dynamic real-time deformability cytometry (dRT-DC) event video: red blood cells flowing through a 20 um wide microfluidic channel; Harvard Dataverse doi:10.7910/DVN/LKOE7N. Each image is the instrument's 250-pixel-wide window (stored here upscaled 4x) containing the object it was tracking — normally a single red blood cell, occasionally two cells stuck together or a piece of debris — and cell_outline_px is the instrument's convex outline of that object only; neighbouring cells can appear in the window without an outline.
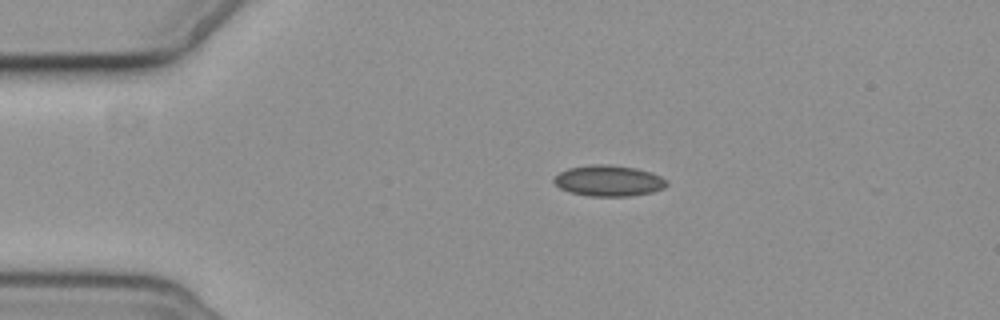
{"species": "common noctule bat (a hibernating species)", "species_latin": "Nyctalus noctula", "temperature_condition": "cold", "stored_images_in_passage": 5, "camera_frame_rate_fps": 3000, "um_per_image_px": 0.085, "animal": {"sex": "female", "body_mass_g": 19.3, "forearm_length_mm": 54.1}, "frame": {"image": 1, "passage_image": 1, "time_ms": 0.0, "image_size_px": [1000, 320], "cell_outline_px": [[668, 184], [664, 188], [652, 192], [628, 196], [588, 196], [568, 192], [560, 188], [552, 180], [560, 172], [568, 168], [592, 164], [608, 164], [636, 168], [652, 172], [668, 180]], "centroid_in_image_um": [51.75, 15.36], "position_along_channel_um": 33.3, "area_um2": 20.46}}
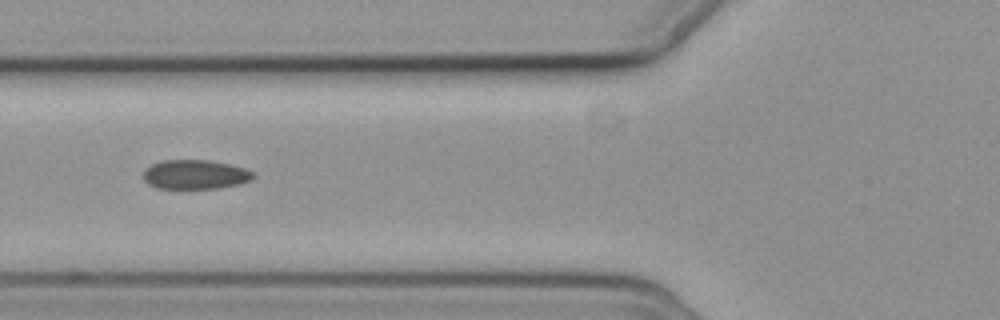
{"frame": {"image": 2, "passage_image": 4, "time_ms": 3.333, "image_size_px": [1000, 320], "cell_outline_px": [[256, 176], [252, 180], [240, 184], [216, 188], [156, 188], [148, 184], [144, 180], [144, 172], [152, 164], [164, 160], [208, 160], [228, 164], [244, 168], [252, 172]], "centroid_in_image_um": [16.61, 14.84], "position_along_channel_um": 109.2, "area_um2": 18.61}}
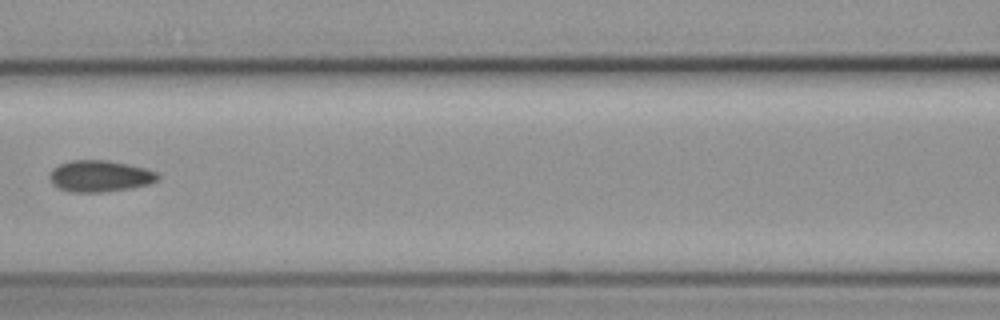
{"frame": {"image": 3, "passage_image": 5, "time_ms": 4.667, "image_size_px": [1000, 320], "cell_outline_px": [[160, 180], [148, 184], [132, 188], [104, 192], [68, 192], [52, 184], [48, 176], [52, 168], [60, 164], [72, 160], [108, 160], [128, 164], [144, 168], [156, 172], [160, 176]], "centroid_in_image_um": [8.48, 14.97], "position_along_channel_um": 158.1, "area_um2": 20.0}}